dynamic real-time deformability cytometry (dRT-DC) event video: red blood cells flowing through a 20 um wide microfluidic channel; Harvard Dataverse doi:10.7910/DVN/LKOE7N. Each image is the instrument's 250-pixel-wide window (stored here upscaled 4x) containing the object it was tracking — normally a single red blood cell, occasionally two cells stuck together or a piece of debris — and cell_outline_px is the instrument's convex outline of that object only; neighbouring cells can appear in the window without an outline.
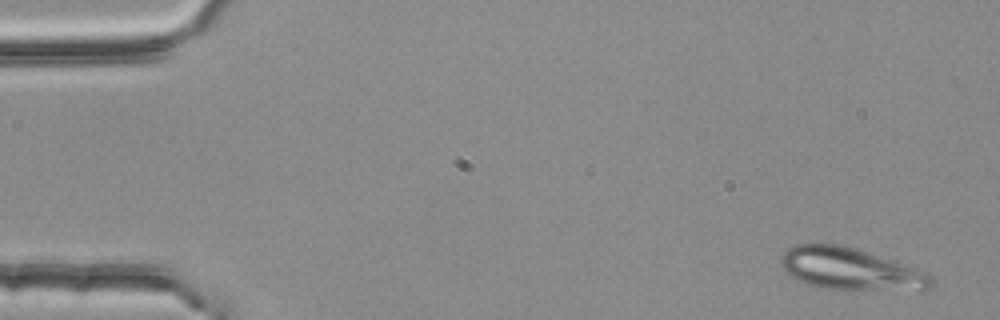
{"species": "common noctule bat (a hibernating species)", "species_latin": "Nyctalus noctula", "temperature_condition": "room temperature", "stored_images_in_passage": 7, "camera_frame_rate_fps": 3000, "um_per_image_px": 0.085, "animal": {"sex": "female", "body_mass_g": 25.1}, "frame": {"image": 1, "passage_image": 1, "time_ms": 0.0, "image_size_px": [1000, 320], "cell_outline_px": [[936, 284], [928, 288], [816, 288], [804, 284], [796, 280], [784, 268], [780, 260], [784, 252], [788, 248], [796, 244], [844, 244], [928, 272], [932, 276]], "centroid_in_image_um": [72.23, 22.83], "position_along_channel_um": 12.8, "area_um2": 36.01}}
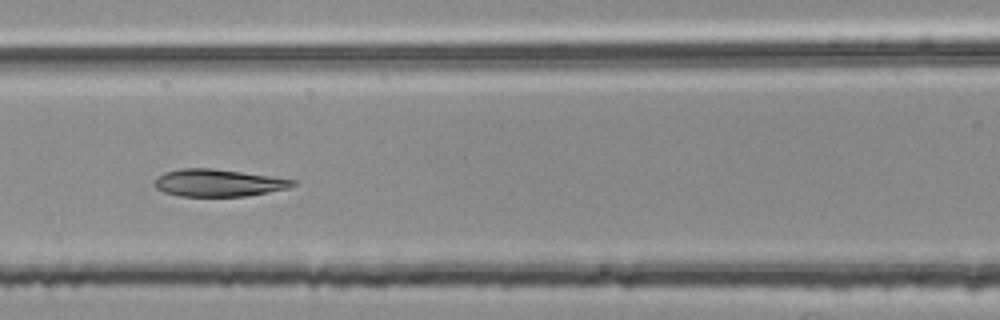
{"frame": {"image": 2, "passage_image": 6, "time_ms": 1.667, "image_size_px": [1000, 320], "cell_outline_px": [[296, 184], [288, 188], [268, 192], [244, 196], [180, 196], [164, 192], [156, 188], [152, 184], [156, 176], [164, 172], [180, 168], [212, 168], [272, 176], [296, 180]], "centroid_in_image_um": [18.5, 15.53], "position_along_channel_um": 148.1, "area_um2": 22.08}}
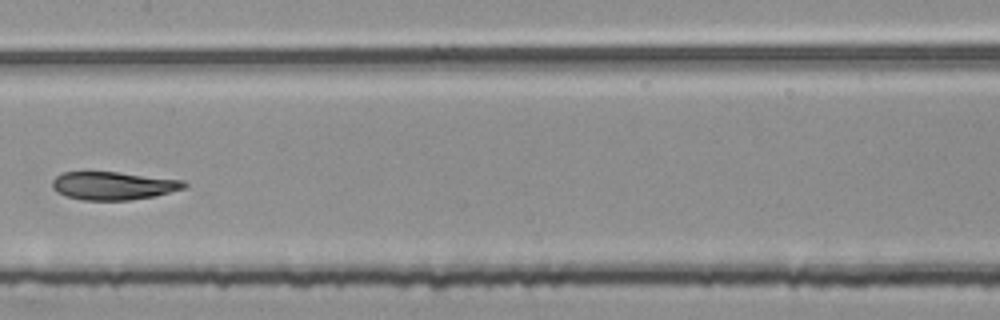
{"frame": {"image": 3, "passage_image": 7, "time_ms": 2.0, "image_size_px": [1000, 320], "cell_outline_px": [[188, 184], [184, 188], [156, 196], [128, 200], [84, 200], [64, 196], [56, 192], [52, 188], [52, 180], [56, 176], [64, 172], [120, 172], [184, 180]], "centroid_in_image_um": [9.62, 15.78], "position_along_channel_um": 197.8, "area_um2": 21.73}}